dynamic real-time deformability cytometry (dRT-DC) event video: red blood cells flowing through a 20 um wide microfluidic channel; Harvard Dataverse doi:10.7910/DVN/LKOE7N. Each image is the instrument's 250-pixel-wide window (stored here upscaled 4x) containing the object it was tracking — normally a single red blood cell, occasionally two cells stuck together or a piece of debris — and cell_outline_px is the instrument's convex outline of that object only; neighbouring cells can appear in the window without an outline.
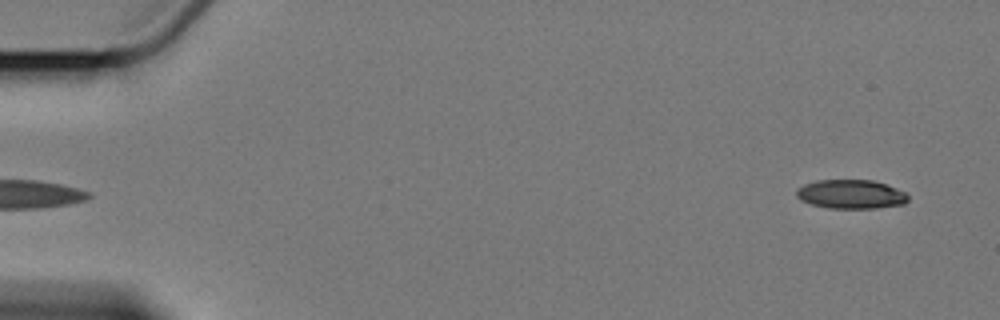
{"species": "Egyptian fruit bat (a non-hibernating species)", "species_latin": "Rousettus aegyptiacus", "temperature_condition": "cold", "stored_images_in_passage": 5, "segment_of_instrument_passage": [2, 2], "camera_frame_rate_fps": 3000, "um_per_image_px": 0.085, "animal": {"sex": "female"}, "frame": {"image": 1, "passage_image": 5, "time_ms": 4.667, "image_size_px": [1000, 320], "cell_outline_px": [[908, 200], [904, 204], [876, 208], [828, 208], [812, 204], [800, 200], [796, 196], [796, 188], [804, 184], [816, 180], [872, 180], [888, 184], [904, 192], [908, 196]], "centroid_in_image_um": [72.31, 16.5], "position_along_channel_um": 12.7, "area_um2": 18.96}}